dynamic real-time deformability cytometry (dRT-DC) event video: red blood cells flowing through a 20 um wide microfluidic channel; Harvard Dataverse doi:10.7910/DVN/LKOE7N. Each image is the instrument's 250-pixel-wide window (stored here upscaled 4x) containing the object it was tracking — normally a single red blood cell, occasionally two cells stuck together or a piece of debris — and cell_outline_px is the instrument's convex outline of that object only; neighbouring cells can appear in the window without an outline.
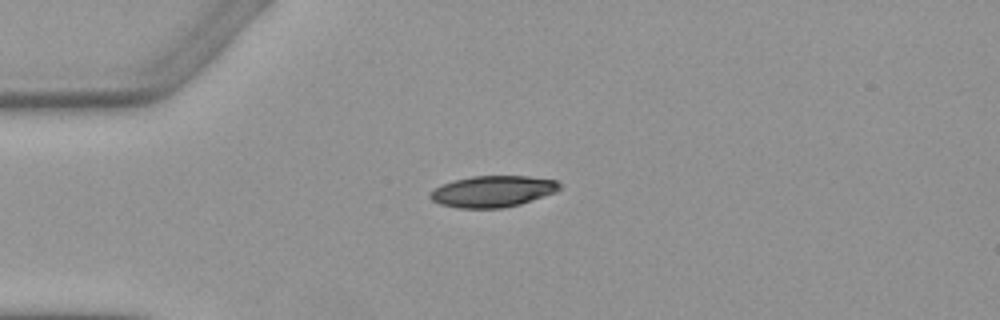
{"species": "Egyptian fruit bat (a non-hibernating species)", "species_latin": "Rousettus aegyptiacus", "temperature_condition": "warm", "stored_images_in_passage": 2, "camera_frame_rate_fps": 3000, "um_per_image_px": 0.085, "animal": {"sex": "female"}, "frame": {"image": 1, "passage_image": 2, "time_ms": 1.333, "image_size_px": [1000, 320], "cell_outline_px": [[560, 188], [556, 192], [520, 204], [504, 208], [456, 208], [440, 204], [432, 200], [428, 196], [436, 188], [444, 184], [456, 180], [472, 176], [528, 176], [556, 180], [560, 184]], "centroid_in_image_um": [41.9, 16.27], "position_along_channel_um": 43.1, "area_um2": 23.47}}